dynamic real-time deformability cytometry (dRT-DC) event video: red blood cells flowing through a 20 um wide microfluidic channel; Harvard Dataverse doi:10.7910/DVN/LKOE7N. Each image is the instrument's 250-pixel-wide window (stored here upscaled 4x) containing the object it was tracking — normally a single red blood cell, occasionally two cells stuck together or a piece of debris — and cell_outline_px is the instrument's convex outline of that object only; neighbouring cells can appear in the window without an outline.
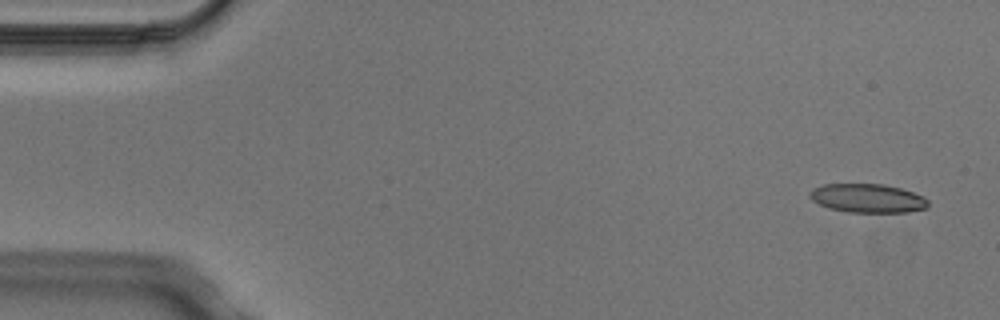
{"species": "Egyptian fruit bat (a non-hibernating species)", "species_latin": "Rousettus aegyptiacus", "temperature_condition": "cold", "stored_images_in_passage": 5, "camera_frame_rate_fps": 3000, "um_per_image_px": 0.085, "animal": {"sex": "male"}, "frame": {"image": 1, "passage_image": 1, "time_ms": 0.0, "image_size_px": [1000, 320], "cell_outline_px": [[928, 208], [908, 212], [848, 212], [828, 208], [812, 200], [808, 196], [808, 192], [812, 188], [824, 184], [884, 184], [900, 188], [924, 196], [928, 200]], "centroid_in_image_um": [73.73, 16.85], "position_along_channel_um": 11.3, "area_um2": 20.0}}
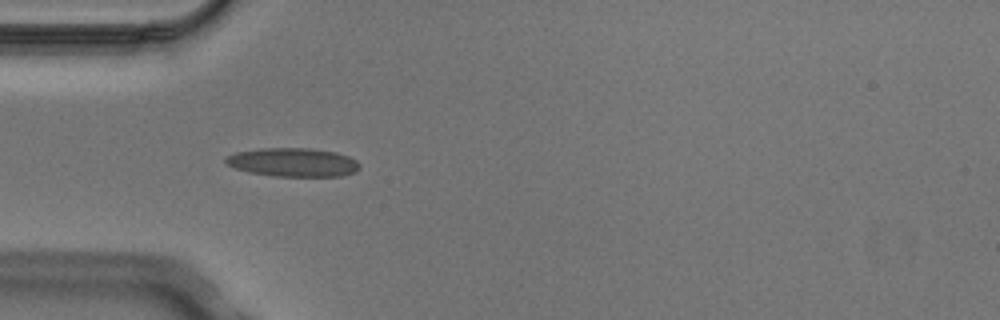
{"frame": {"image": 2, "passage_image": 4, "time_ms": 1.0, "image_size_px": [1000, 320], "cell_outline_px": [[360, 168], [356, 172], [340, 176], [276, 176], [248, 172], [224, 164], [224, 156], [236, 152], [264, 148], [308, 148], [336, 152], [348, 156], [356, 160], [360, 164]], "centroid_in_image_um": [24.89, 13.79], "position_along_channel_um": 60.1, "area_um2": 22.48}}
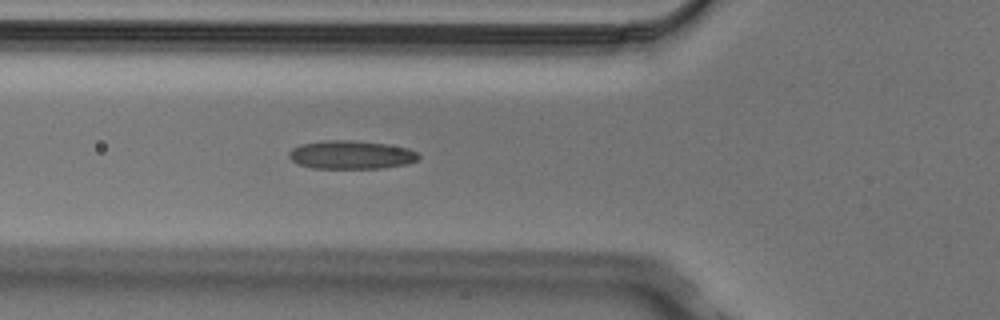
{"frame": {"image": 3, "passage_image": 5, "time_ms": 1.333, "image_size_px": [1000, 320], "cell_outline_px": [[420, 156], [416, 160], [408, 164], [380, 168], [312, 168], [300, 164], [292, 160], [288, 156], [288, 152], [292, 148], [300, 144], [324, 140], [352, 140], [388, 144], [408, 148], [416, 152]], "centroid_in_image_um": [29.83, 13.15], "position_along_channel_um": 96.0, "area_um2": 21.5}}